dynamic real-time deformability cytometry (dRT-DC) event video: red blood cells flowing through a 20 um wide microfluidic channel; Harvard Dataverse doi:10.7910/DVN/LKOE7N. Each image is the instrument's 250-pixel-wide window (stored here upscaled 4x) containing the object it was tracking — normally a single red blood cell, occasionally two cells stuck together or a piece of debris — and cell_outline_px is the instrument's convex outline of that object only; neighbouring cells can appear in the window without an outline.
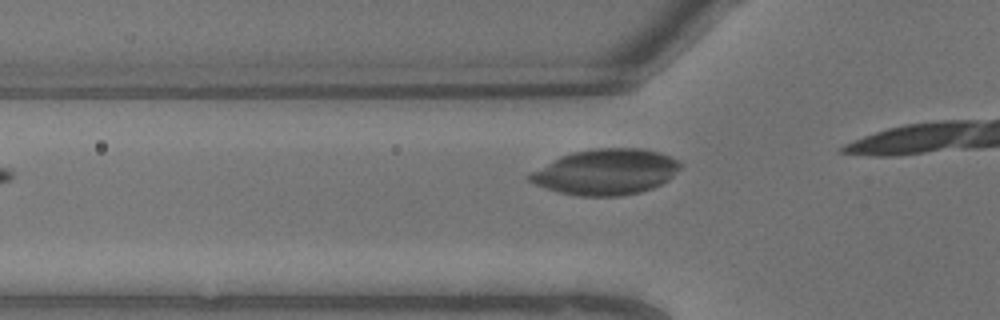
{"species": "common noctule bat (a hibernating species)", "species_latin": "Nyctalus noctula", "temperature_condition": "warm", "stored_images_in_passage": 5, "camera_frame_rate_fps": 3000, "um_per_image_px": 0.085, "animal": {"sex": "male", "body_mass_g": 13.3}, "frame": {"image": 1, "passage_image": 5, "time_ms": 1.333, "image_size_px": [1000, 320], "cell_outline_px": [[680, 168], [668, 180], [652, 188], [640, 192], [620, 196], [576, 196], [544, 188], [528, 180], [524, 176], [528, 172], [560, 156], [572, 152], [600, 148], [644, 148], [660, 152], [676, 160], [680, 164]], "centroid_in_image_um": [51.44, 14.61], "position_along_channel_um": 74.4, "area_um2": 40.23}}